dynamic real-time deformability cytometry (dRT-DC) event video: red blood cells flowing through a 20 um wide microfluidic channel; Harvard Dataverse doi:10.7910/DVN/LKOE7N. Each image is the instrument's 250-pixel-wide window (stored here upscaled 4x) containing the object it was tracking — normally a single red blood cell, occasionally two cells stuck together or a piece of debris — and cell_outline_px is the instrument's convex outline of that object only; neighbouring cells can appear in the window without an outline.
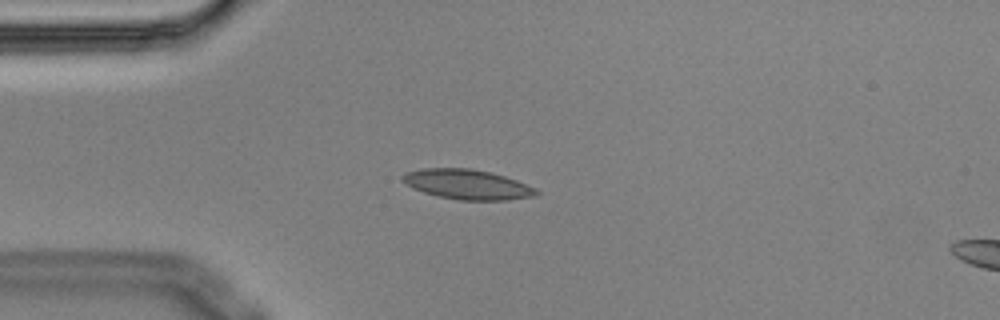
{"species": "Egyptian fruit bat (a non-hibernating species)", "species_latin": "Rousettus aegyptiacus", "temperature_condition": "cold", "stored_images_in_passage": 7, "camera_frame_rate_fps": 3000, "um_per_image_px": 0.085, "animal": {"sex": "male"}, "frame": {"image": 1, "passage_image": 3, "time_ms": 0.667, "image_size_px": [1000, 320], "cell_outline_px": [[540, 192], [532, 196], [508, 200], [460, 200], [440, 196], [424, 192], [412, 188], [400, 180], [400, 176], [408, 172], [424, 168], [472, 168], [504, 176], [516, 180], [536, 188]], "centroid_in_image_um": [39.7, 15.67], "position_along_channel_um": 45.3, "area_um2": 23.12}}
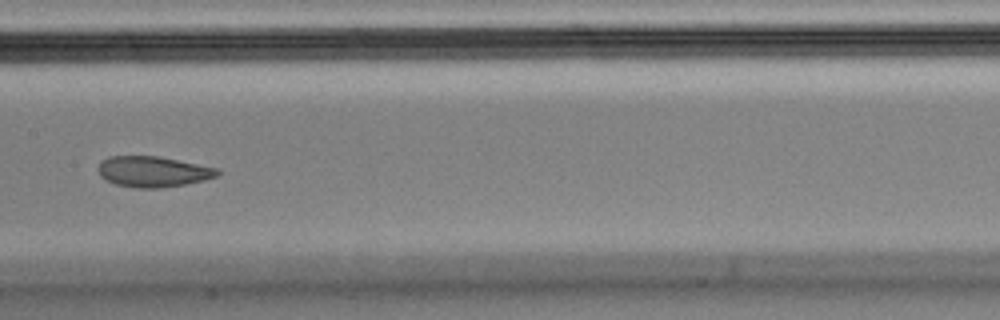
{"frame": {"image": 2, "passage_image": 7, "time_ms": 2.0, "image_size_px": [1000, 320], "cell_outline_px": [[220, 176], [204, 180], [184, 184], [160, 188], [136, 188], [116, 184], [104, 180], [100, 176], [96, 168], [100, 160], [108, 156], [160, 156], [220, 168]], "centroid_in_image_um": [13.0, 14.58], "position_along_channel_um": 194.4, "area_um2": 21.79}}